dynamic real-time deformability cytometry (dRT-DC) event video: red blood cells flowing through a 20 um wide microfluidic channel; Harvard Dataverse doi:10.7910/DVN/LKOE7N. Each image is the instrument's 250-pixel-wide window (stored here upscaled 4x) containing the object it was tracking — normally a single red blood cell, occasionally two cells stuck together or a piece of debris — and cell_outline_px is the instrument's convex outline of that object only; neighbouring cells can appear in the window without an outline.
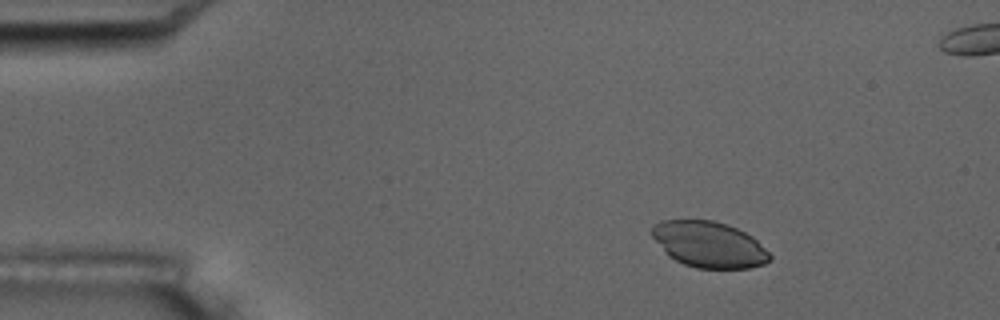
{"species": "common noctule bat (a hibernating species)", "species_latin": "Nyctalus noctula", "temperature_condition": "room temperature", "stored_images_in_passage": 7, "camera_frame_rate_fps": 3000, "um_per_image_px": 0.085, "animal": {"sex": "male", "body_mass_g": 17.5, "forearm_length_mm": 52.3}, "frame": {"image": 1, "passage_image": 1, "time_ms": 0.0, "image_size_px": [1000, 320], "cell_outline_px": [[772, 260], [764, 264], [748, 268], [696, 268], [684, 264], [668, 256], [664, 252], [648, 232], [660, 220], [712, 220], [736, 228], [752, 236], [772, 256]], "centroid_in_image_um": [60.24, 20.78], "position_along_channel_um": 24.8, "area_um2": 31.56}}